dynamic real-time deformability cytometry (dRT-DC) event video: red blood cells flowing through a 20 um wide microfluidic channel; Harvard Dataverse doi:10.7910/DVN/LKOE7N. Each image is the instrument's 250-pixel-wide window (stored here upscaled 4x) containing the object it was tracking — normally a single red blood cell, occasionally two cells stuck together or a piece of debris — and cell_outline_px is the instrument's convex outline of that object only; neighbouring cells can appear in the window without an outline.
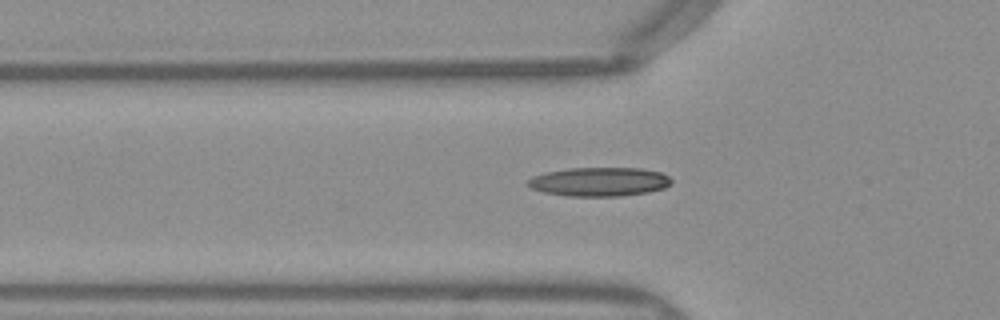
{"species": "Egyptian fruit bat (a non-hibernating species)", "species_latin": "Rousettus aegyptiacus", "temperature_condition": "warm", "stored_images_in_passage": 33, "camera_frame_rate_fps": 3000, "um_per_image_px": 0.085, "frame": {"image": 1, "passage_image": 4, "time_ms": 1.0, "image_size_px": [1000, 320], "cell_outline_px": [[672, 184], [664, 188], [648, 192], [620, 196], [568, 196], [544, 192], [532, 188], [524, 184], [532, 176], [544, 172], [568, 168], [640, 168], [660, 172], [668, 176], [672, 180]], "centroid_in_image_um": [50.92, 15.44], "position_along_channel_um": 74.9, "area_um2": 24.33}}
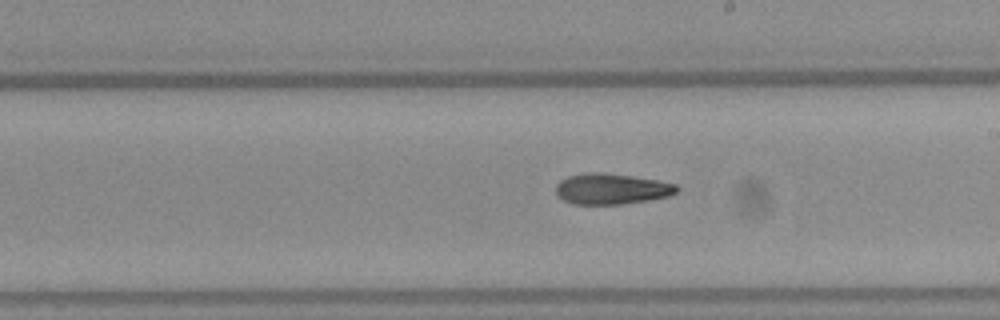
{"frame": {"image": 2, "passage_image": 16, "time_ms": 5.0, "image_size_px": [1000, 320], "cell_outline_px": [[680, 188], [676, 192], [668, 196], [648, 200], [620, 204], [572, 204], [564, 200], [556, 192], [556, 184], [560, 180], [568, 176], [584, 172], [600, 172], [632, 176], [656, 180], [676, 184]], "centroid_in_image_um": [51.96, 16.04], "position_along_channel_um": 237.0, "area_um2": 21.62}}
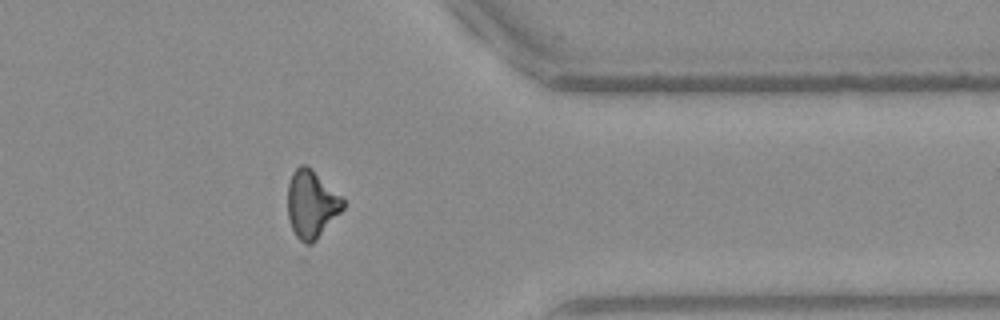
{"frame": {"image": 3, "passage_image": 28, "time_ms": 9.0, "image_size_px": [1000, 320], "cell_outline_px": [[344, 208], [316, 240], [312, 244], [304, 244], [296, 236], [288, 220], [288, 184], [292, 172], [300, 164], [304, 164], [312, 168], [344, 196]], "centroid_in_image_um": [26.49, 17.32], "position_along_channel_um": 384.9, "area_um2": 22.2}, "authors_computed_cell_mechanics": {"area_um2": 21.675, "velocity_mm_per_s": 4.0191, "shape_relaxation_time_tau1_ms": null, "shape_relaxation_time_tau2_ms": 3.8227, "deformation_change_tau1": null, "deformation_change_tau2": 0.1302}}